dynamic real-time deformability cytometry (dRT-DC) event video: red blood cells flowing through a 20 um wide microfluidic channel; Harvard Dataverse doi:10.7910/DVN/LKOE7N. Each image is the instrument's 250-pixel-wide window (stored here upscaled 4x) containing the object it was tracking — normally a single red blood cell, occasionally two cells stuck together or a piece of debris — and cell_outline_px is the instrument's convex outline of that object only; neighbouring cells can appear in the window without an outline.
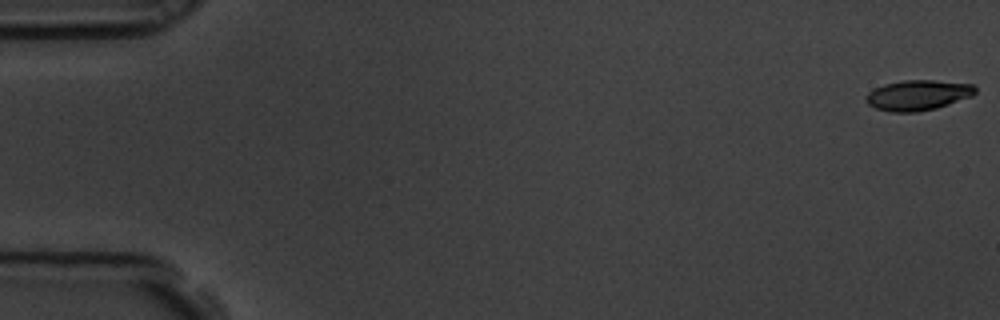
{"species": "common noctule bat (a hibernating species)", "species_latin": "Nyctalus noctula", "temperature_condition": "room temperature", "stored_images_in_passage": 6, "camera_frame_rate_fps": 3000, "um_per_image_px": 0.085, "animal": {"sex": "male", "body_mass_g": 19.5, "forearm_length_mm": 54.6}, "frame": {"image": 1, "passage_image": 1, "time_ms": 0.0, "image_size_px": [1000, 320], "cell_outline_px": [[976, 92], [972, 96], [936, 108], [916, 112], [888, 112], [876, 108], [868, 104], [864, 100], [864, 96], [868, 92], [884, 84], [904, 80], [932, 80], [972, 84], [976, 88]], "centroid_in_image_um": [77.99, 8.09], "position_along_channel_um": 7.0, "area_um2": 19.31}}
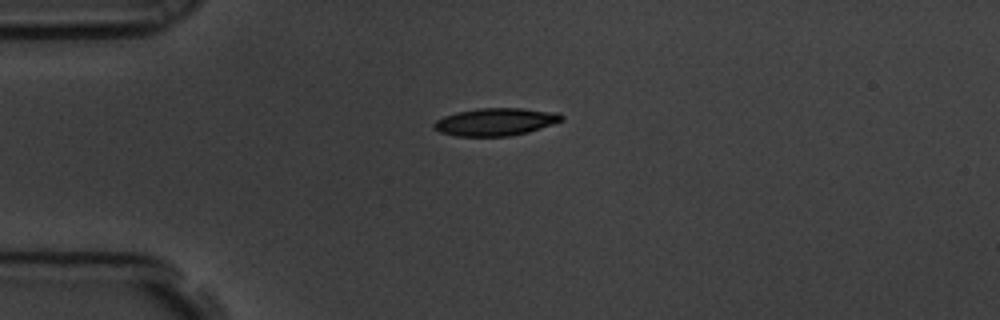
{"frame": {"image": 2, "passage_image": 5, "time_ms": 1.333, "image_size_px": [1000, 320], "cell_outline_px": [[564, 120], [528, 132], [508, 136], [456, 136], [440, 132], [432, 128], [432, 124], [436, 120], [444, 116], [456, 112], [476, 108], [524, 108], [560, 112], [564, 116]], "centroid_in_image_um": [42.13, 10.34], "position_along_channel_um": 42.9, "area_um2": 20.75}}